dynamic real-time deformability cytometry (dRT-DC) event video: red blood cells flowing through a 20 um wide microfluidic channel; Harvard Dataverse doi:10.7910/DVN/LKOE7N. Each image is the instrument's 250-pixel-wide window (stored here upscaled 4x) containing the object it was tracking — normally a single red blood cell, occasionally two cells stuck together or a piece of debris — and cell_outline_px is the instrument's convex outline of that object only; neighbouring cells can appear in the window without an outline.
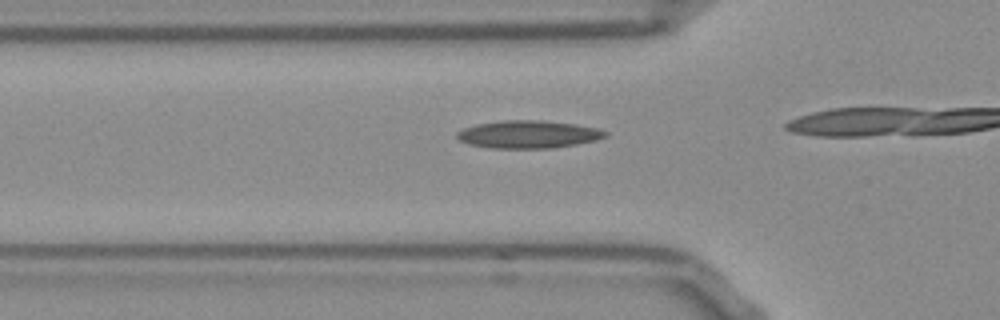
{"species": "Egyptian fruit bat (a non-hibernating species)", "species_latin": "Rousettus aegyptiacus", "temperature_condition": "room temperature", "stored_images_in_passage": 7, "camera_frame_rate_fps": 3000, "um_per_image_px": 0.085, "frame": {"image": 1, "passage_image": 3, "time_ms": 0.667, "image_size_px": [1000, 320], "cell_outline_px": [[608, 136], [596, 140], [576, 144], [552, 148], [488, 148], [468, 144], [460, 140], [456, 136], [456, 132], [464, 128], [476, 124], [500, 120], [544, 120], [576, 124], [600, 128], [608, 132]], "centroid_in_image_um": [44.92, 11.41], "position_along_channel_um": 80.9, "area_um2": 24.22}}
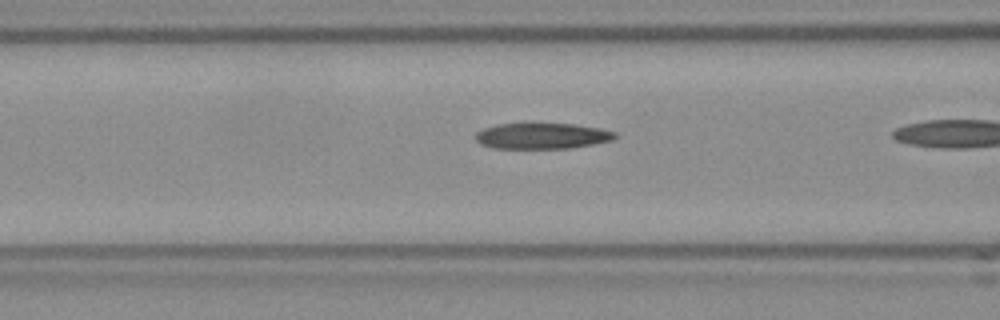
{"frame": {"image": 2, "passage_image": 6, "time_ms": 1.667, "image_size_px": [1000, 320], "cell_outline_px": [[620, 136], [612, 140], [592, 144], [568, 148], [492, 148], [480, 144], [476, 140], [476, 132], [484, 128], [496, 124], [524, 120], [528, 120], [576, 124], [600, 128], [616, 132]], "centroid_in_image_um": [46.05, 11.49], "position_along_channel_um": 120.6, "area_um2": 22.2}}